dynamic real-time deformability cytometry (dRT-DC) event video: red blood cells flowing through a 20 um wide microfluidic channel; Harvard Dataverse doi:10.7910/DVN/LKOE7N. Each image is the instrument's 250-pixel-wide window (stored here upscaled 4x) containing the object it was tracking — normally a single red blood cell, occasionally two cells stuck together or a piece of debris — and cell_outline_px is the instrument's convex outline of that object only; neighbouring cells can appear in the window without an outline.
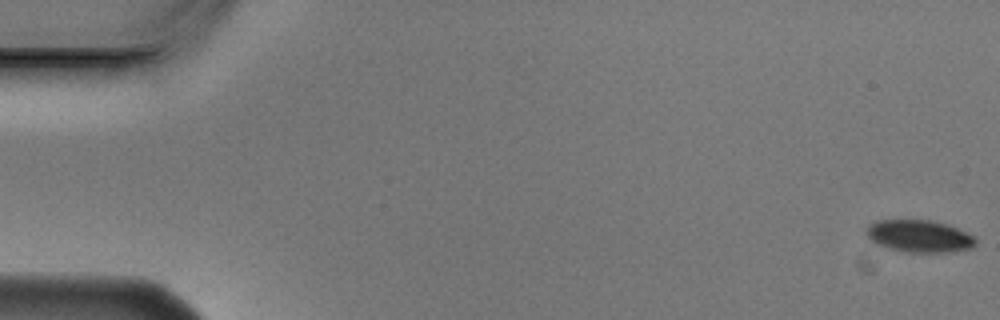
{"species": "Egyptian fruit bat (a non-hibernating species)", "species_latin": "Rousettus aegyptiacus", "temperature_condition": "cold", "stored_images_in_passage": 8, "camera_frame_rate_fps": 3000, "um_per_image_px": 0.085, "animal": {"sex": "male"}, "frame": {"image": 1, "passage_image": 1, "time_ms": 0.0, "image_size_px": [1000, 320], "cell_outline_px": [[976, 244], [972, 248], [952, 252], [908, 252], [888, 248], [876, 244], [864, 232], [868, 224], [876, 220], [932, 220], [948, 224], [976, 236]], "centroid_in_image_um": [78.16, 20.06], "position_along_channel_um": 6.8, "area_um2": 20.81}}
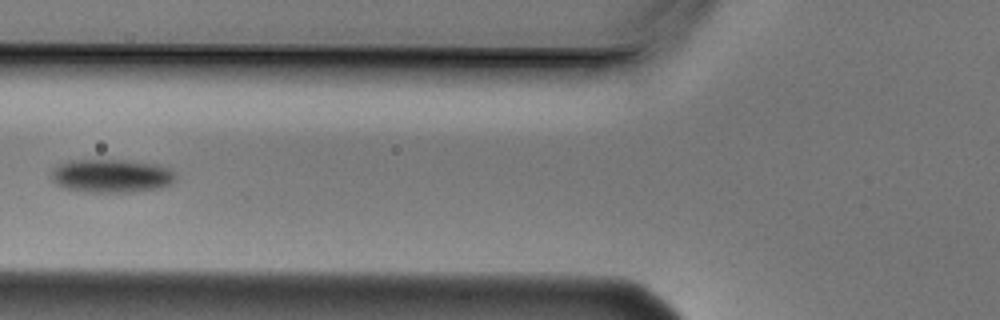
{"frame": {"image": 2, "passage_image": 7, "time_ms": 2.0, "image_size_px": [1000, 320], "cell_outline_px": [[176, 176], [172, 184], [160, 188], [132, 192], [84, 192], [64, 188], [56, 184], [52, 180], [52, 168], [68, 160], [128, 160], [160, 164], [172, 168]], "centroid_in_image_um": [9.51, 14.94], "position_along_channel_um": 116.3, "area_um2": 24.68}}
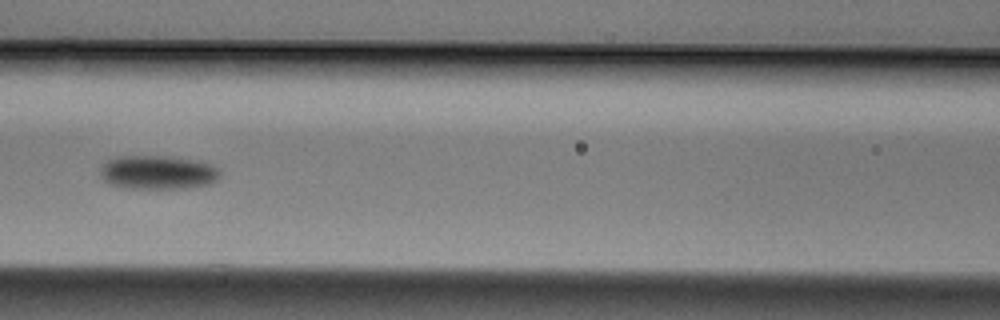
{"frame": {"image": 3, "passage_image": 8, "time_ms": 2.333, "image_size_px": [1000, 320], "cell_outline_px": [[220, 176], [216, 180], [208, 184], [188, 188], [128, 188], [112, 184], [104, 180], [100, 176], [100, 168], [108, 160], [120, 156], [172, 156], [200, 160], [212, 164], [220, 168]], "centroid_in_image_um": [13.47, 14.63], "position_along_channel_um": 153.1, "area_um2": 23.81}}